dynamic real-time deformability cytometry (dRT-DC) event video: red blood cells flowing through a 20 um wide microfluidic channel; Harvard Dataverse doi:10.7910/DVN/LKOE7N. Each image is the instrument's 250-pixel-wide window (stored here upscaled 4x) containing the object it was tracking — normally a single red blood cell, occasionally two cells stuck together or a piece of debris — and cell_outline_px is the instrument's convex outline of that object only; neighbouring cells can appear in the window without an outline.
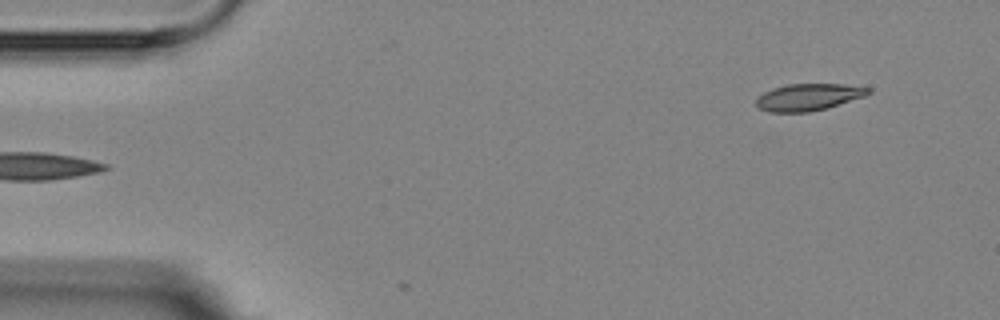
{"species": "Egyptian fruit bat (a non-hibernating species)", "species_latin": "Rousettus aegyptiacus", "temperature_condition": "room temperature", "stored_images_in_passage": 6, "segment_of_instrument_passage": [2, 2], "camera_frame_rate_fps": 3000, "um_per_image_px": 0.085, "animal": {"sex": "female"}, "frame": {"image": 1, "passage_image": 6, "time_ms": 5.667, "image_size_px": [1000, 320], "cell_outline_px": [[872, 92], [864, 96], [824, 108], [808, 112], [768, 112], [760, 108], [756, 104], [756, 100], [764, 92], [772, 88], [788, 84], [844, 84], [872, 88]], "centroid_in_image_um": [68.71, 8.24], "position_along_channel_um": 16.3, "area_um2": 17.34}}